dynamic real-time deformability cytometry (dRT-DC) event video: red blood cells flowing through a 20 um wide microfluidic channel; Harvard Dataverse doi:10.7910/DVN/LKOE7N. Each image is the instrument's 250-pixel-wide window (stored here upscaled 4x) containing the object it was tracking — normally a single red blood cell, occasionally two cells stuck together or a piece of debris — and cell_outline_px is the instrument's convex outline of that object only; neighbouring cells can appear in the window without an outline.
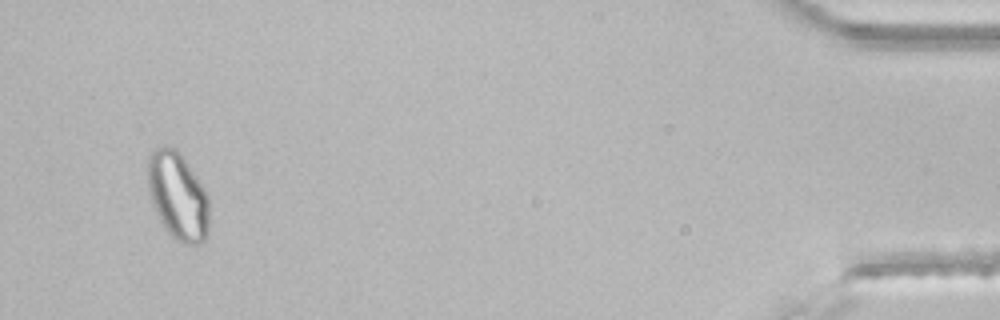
{"species": "common noctule bat (a hibernating species)", "species_latin": "Nyctalus noctula", "temperature_condition": "room temperature", "stored_images_in_passage": 45, "segment_of_instrument_passage": [2, 2], "camera_frame_rate_fps": 3000, "um_per_image_px": 0.085, "animal": {"sex": "male", "body_mass_g": 21.5, "forearm_length_mm": 52.0}, "frame": {"image": 1, "passage_image": 43, "time_ms": 14.0, "image_size_px": [1000, 320], "cell_outline_px": [[208, 236], [200, 244], [180, 244], [164, 228], [152, 204], [148, 188], [148, 156], [156, 148], [164, 144], [176, 148], [180, 152], [208, 196]], "centroid_in_image_um": [15.1, 16.67], "position_along_channel_um": 420.1, "area_um2": 31.39}}